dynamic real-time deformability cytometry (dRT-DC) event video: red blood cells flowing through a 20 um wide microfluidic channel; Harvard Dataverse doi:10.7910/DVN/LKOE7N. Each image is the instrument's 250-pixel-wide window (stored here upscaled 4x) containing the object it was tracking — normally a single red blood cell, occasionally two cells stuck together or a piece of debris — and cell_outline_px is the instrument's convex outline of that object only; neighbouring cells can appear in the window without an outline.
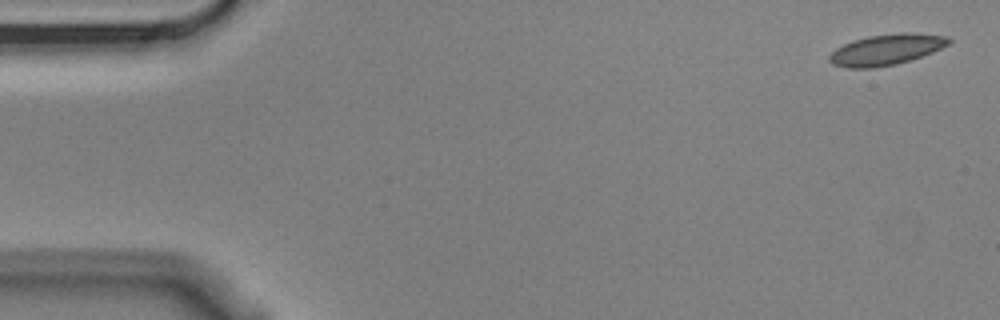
{"species": "Egyptian fruit bat (a non-hibernating species)", "species_latin": "Rousettus aegyptiacus", "temperature_condition": "cold", "stored_images_in_passage": 6, "camera_frame_rate_fps": 3000, "um_per_image_px": 0.085, "animal": {"sex": "male"}, "frame": {"image": 1, "passage_image": 1, "time_ms": 0.0, "image_size_px": [1000, 320], "cell_outline_px": [[952, 40], [948, 44], [932, 52], [896, 64], [872, 68], [844, 68], [832, 64], [828, 60], [828, 56], [836, 48], [852, 40], [868, 36], [900, 32], [908, 32], [948, 36]], "centroid_in_image_um": [75.29, 4.21], "position_along_channel_um": 9.7, "area_um2": 21.44}}
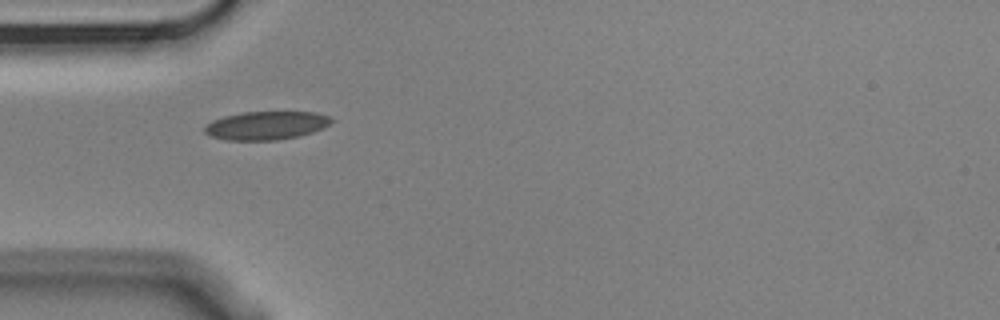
{"frame": {"image": 2, "passage_image": 5, "time_ms": 1.333, "image_size_px": [1000, 320], "cell_outline_px": [[336, 120], [324, 128], [300, 136], [276, 140], [228, 140], [212, 136], [204, 132], [204, 128], [212, 120], [224, 116], [244, 112], [316, 112], [328, 116]], "centroid_in_image_um": [22.68, 10.66], "position_along_channel_um": 62.3, "area_um2": 20.98}}
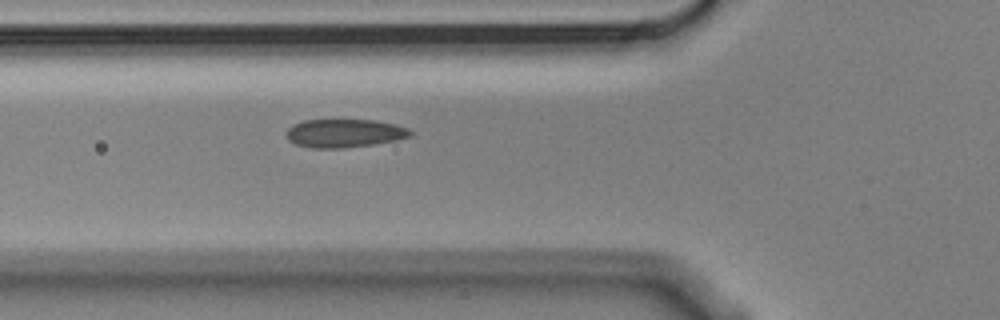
{"frame": {"image": 3, "passage_image": 6, "time_ms": 1.667, "image_size_px": [1000, 320], "cell_outline_px": [[412, 136], [396, 140], [372, 144], [344, 148], [308, 148], [296, 144], [288, 140], [284, 132], [292, 124], [304, 120], [376, 120], [396, 124], [408, 128], [412, 132]], "centroid_in_image_um": [29.24, 11.32], "position_along_channel_um": 96.6, "area_um2": 20.69}}